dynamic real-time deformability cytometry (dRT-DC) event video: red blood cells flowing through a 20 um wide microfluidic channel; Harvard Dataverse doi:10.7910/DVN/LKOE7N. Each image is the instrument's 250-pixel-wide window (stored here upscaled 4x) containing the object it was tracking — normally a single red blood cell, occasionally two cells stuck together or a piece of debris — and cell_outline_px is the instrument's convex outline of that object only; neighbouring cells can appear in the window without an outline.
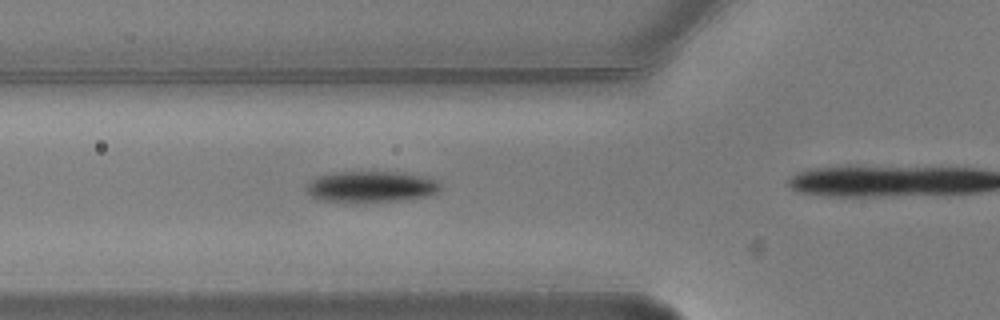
{"species": "common noctule bat (a hibernating species)", "species_latin": "Nyctalus noctula", "temperature_condition": "warm", "stored_images_in_passage": 6, "camera_frame_rate_fps": 3000, "um_per_image_px": 0.085, "animal": {"sex": "male", "body_mass_g": 20.5, "forearm_length_mm": 52.5}, "frame": {"image": 1, "passage_image": 5, "time_ms": 1.333, "image_size_px": [1000, 320], "cell_outline_px": [[440, 192], [428, 196], [404, 200], [356, 204], [344, 204], [320, 200], [312, 196], [308, 192], [308, 184], [312, 180], [320, 176], [340, 172], [404, 172], [424, 176], [436, 180], [440, 184]], "centroid_in_image_um": [31.58, 15.91], "position_along_channel_um": 94.2, "area_um2": 24.91}}